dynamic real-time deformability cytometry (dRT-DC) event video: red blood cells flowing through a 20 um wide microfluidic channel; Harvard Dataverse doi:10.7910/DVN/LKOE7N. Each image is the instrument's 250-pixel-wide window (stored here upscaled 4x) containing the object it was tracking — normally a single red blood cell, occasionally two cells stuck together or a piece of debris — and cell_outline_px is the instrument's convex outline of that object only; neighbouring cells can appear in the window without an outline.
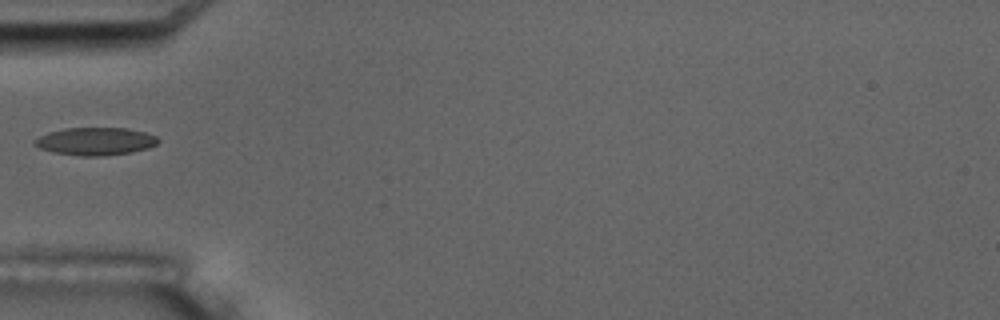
{"species": "common noctule bat (a hibernating species)", "species_latin": "Nyctalus noctula", "temperature_condition": "room temperature", "stored_images_in_passage": 17, "camera_frame_rate_fps": 3000, "um_per_image_px": 0.085, "animal": {"sex": "male", "body_mass_g": 17.5, "forearm_length_mm": 52.3}, "frame": {"image": 1, "passage_image": 6, "time_ms": 6.0, "image_size_px": [1000, 320], "cell_outline_px": [[160, 140], [156, 144], [148, 148], [132, 152], [100, 156], [80, 156], [56, 152], [40, 148], [32, 144], [32, 140], [48, 132], [64, 128], [128, 128], [144, 132], [156, 136]], "centroid_in_image_um": [8.1, 12.0], "position_along_channel_um": 76.9, "area_um2": 19.94}}
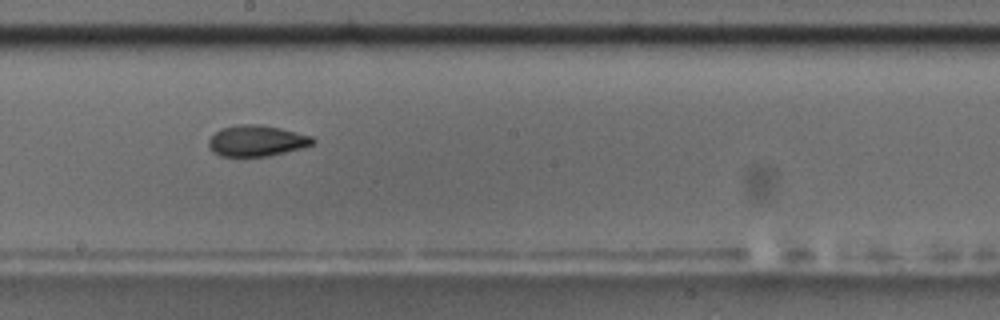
{"frame": {"image": 2, "passage_image": 10, "time_ms": 10.333, "image_size_px": [1000, 320], "cell_outline_px": [[316, 140], [312, 144], [300, 148], [268, 156], [220, 156], [212, 152], [208, 148], [208, 140], [220, 128], [240, 124], [260, 124], [280, 128], [312, 136]], "centroid_in_image_um": [21.77, 11.96], "position_along_channel_um": 226.4, "area_um2": 18.79}, "authors_computed_cell_mechanics": {"area_um2": 18.785, "velocity_mm_per_s": 3.4517, "shape_relaxation_time_tau1_ms": 11.1093, "shape_relaxation_time_tau2_ms": 4.4195, "deformation_change_tau1": 0.2288, "deformation_change_tau2": 0.101}}